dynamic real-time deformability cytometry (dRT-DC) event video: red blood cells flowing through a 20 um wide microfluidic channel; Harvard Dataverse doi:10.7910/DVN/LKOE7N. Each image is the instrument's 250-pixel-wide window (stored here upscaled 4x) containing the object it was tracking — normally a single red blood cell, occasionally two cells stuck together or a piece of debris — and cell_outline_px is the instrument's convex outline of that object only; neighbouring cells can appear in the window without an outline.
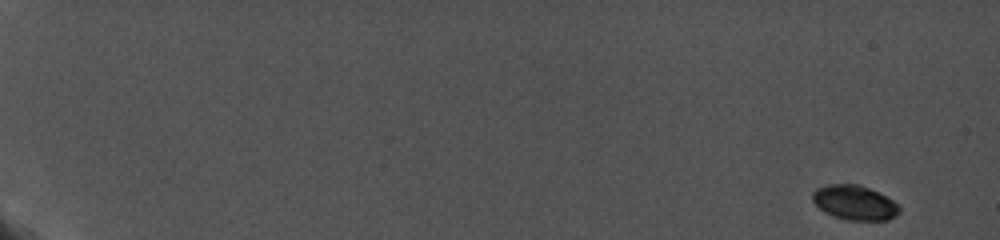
{"species": "common noctule bat (a hibernating species)", "species_latin": "Nyctalus noctula", "temperature_condition": "cold", "stored_images_in_passage": 24, "camera_frame_rate_fps": 5000, "um_per_image_px": 0.085, "animal": {"sex": "female", "body_mass_g": 19.0, "forearm_length_mm": 56.7}, "frame": {"image": 1, "passage_image": 1, "time_ms": 0.0, "image_size_px": [1000, 240], "cell_outline_px": [[900, 212], [896, 216], [888, 220], [848, 220], [824, 212], [812, 200], [812, 192], [816, 188], [828, 184], [856, 184], [868, 188], [892, 200], [900, 208]], "centroid_in_image_um": [72.62, 17.22], "position_along_channel_um": 12.4, "area_um2": 17.28}}
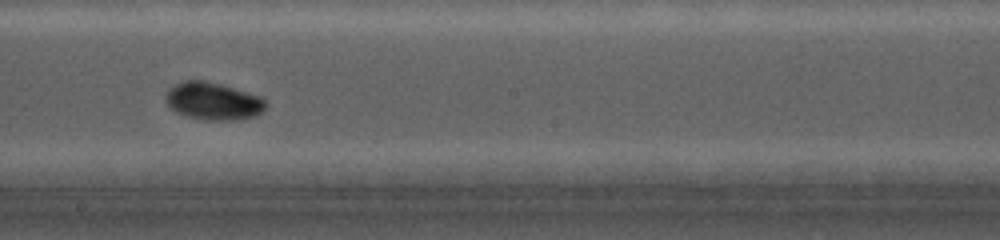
{"frame": {"image": 2, "passage_image": 20, "time_ms": 11.8, "image_size_px": [1000, 240], "cell_outline_px": [[268, 104], [256, 116], [232, 120], [208, 120], [188, 116], [176, 112], [164, 100], [164, 96], [176, 84], [184, 80], [204, 80], [220, 84], [260, 96]], "centroid_in_image_um": [18.12, 8.59], "position_along_channel_um": 230.1, "area_um2": 21.56}}
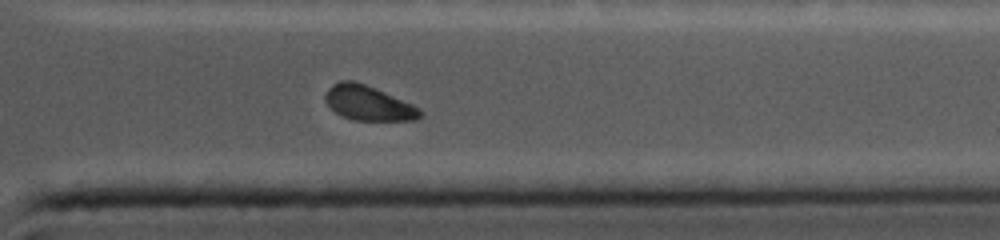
{"frame": {"image": 3, "passage_image": 24, "time_ms": 15.8, "image_size_px": [1000, 240], "cell_outline_px": [[420, 116], [416, 120], [356, 120], [344, 116], [336, 112], [324, 100], [324, 96], [328, 88], [332, 84], [340, 80], [352, 80], [376, 88], [412, 104], [420, 108]], "centroid_in_image_um": [31.28, 8.74], "position_along_channel_um": 380.1, "area_um2": 18.96}}